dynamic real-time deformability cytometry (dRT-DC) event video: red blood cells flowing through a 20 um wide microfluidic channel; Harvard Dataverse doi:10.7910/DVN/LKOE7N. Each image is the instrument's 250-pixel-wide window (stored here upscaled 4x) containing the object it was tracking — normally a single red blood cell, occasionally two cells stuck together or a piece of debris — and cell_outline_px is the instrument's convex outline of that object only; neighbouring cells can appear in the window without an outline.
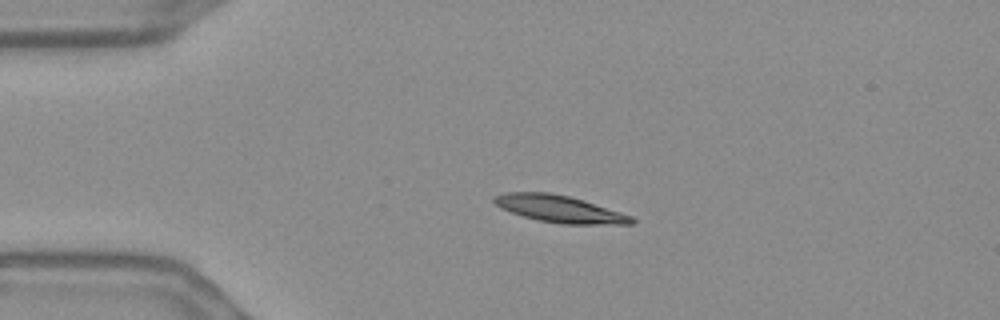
{"species": "Egyptian fruit bat (a non-hibernating species)", "species_latin": "Rousettus aegyptiacus", "temperature_condition": "warm", "stored_images_in_passage": 44, "camera_frame_rate_fps": 3000, "um_per_image_px": 0.085, "frame": {"image": 1, "passage_image": 1, "time_ms": 0.0, "image_size_px": [1000, 320], "cell_outline_px": [[636, 220], [632, 224], [560, 224], [536, 220], [500, 208], [492, 200], [492, 196], [504, 192], [548, 192], [568, 196], [584, 200], [632, 216]], "centroid_in_image_um": [47.53, 17.75], "position_along_channel_um": 37.5, "area_um2": 21.68}}
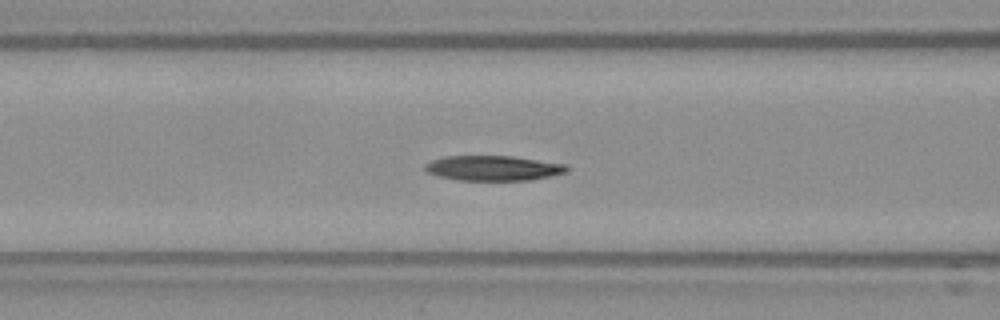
{"frame": {"image": 2, "passage_image": 11, "time_ms": 3.333, "image_size_px": [1000, 320], "cell_outline_px": [[568, 172], [528, 180], [456, 180], [424, 172], [424, 164], [432, 160], [444, 156], [512, 156], [568, 164]], "centroid_in_image_um": [41.9, 14.28], "position_along_channel_um": 124.7, "area_um2": 20.75}}
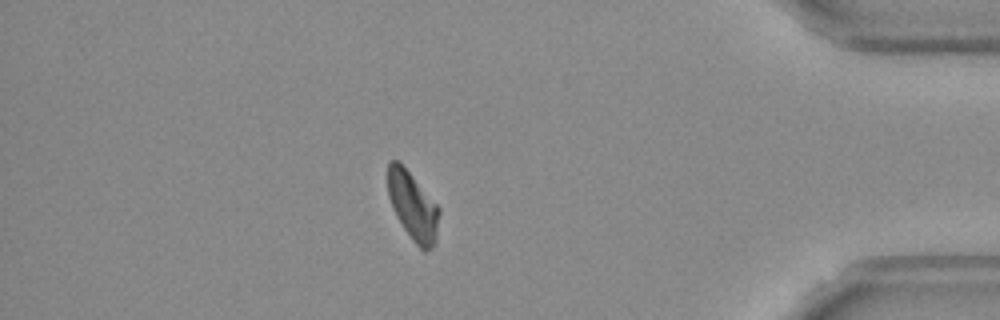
{"frame": {"image": 3, "passage_image": 37, "time_ms": 12.0, "image_size_px": [1000, 320], "cell_outline_px": [[440, 212], [436, 240], [432, 248], [424, 252], [412, 240], [396, 216], [392, 208], [388, 196], [388, 160], [400, 160], [440, 208]], "centroid_in_image_um": [35.09, 17.49], "position_along_channel_um": 400.1, "area_um2": 20.63}}